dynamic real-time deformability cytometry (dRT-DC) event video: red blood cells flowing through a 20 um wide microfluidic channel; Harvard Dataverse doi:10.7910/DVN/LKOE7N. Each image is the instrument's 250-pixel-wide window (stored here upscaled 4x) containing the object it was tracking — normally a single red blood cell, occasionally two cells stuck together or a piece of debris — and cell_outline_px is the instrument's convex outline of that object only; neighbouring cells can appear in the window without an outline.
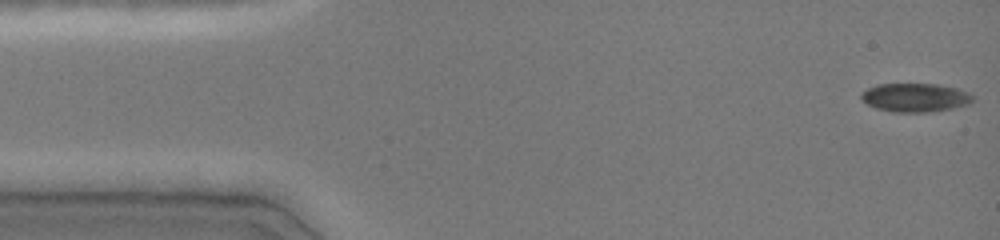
{"species": "common noctule bat (a hibernating species)", "species_latin": "Nyctalus noctula", "temperature_condition": "cold", "stored_images_in_passage": 47, "camera_frame_rate_fps": 3000, "um_per_image_px": 0.085, "animal": {"sex": "female", "body_mass_g": 19.0, "forearm_length_mm": 51.5}, "frame": {"image": 1, "passage_image": 1, "time_ms": 0.0, "image_size_px": [1000, 240], "cell_outline_px": [[972, 100], [968, 104], [952, 108], [928, 112], [892, 112], [876, 108], [860, 100], [860, 92], [876, 84], [936, 84], [956, 88], [968, 92], [972, 96]], "centroid_in_image_um": [77.73, 8.29], "position_along_channel_um": 7.3, "area_um2": 18.61}}
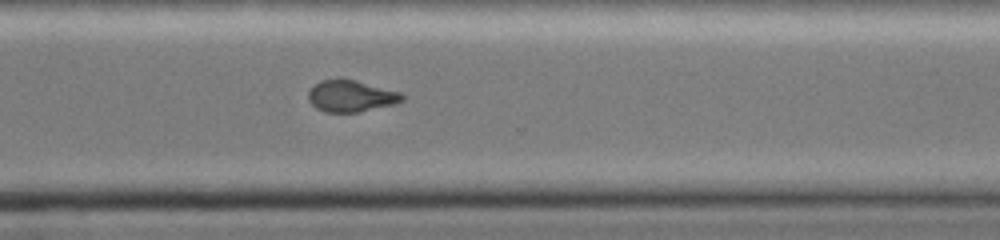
{"frame": {"image": 2, "passage_image": 34, "time_ms": 11.0, "image_size_px": [1000, 240], "cell_outline_px": [[404, 100], [392, 104], [356, 112], [324, 112], [316, 108], [308, 100], [308, 92], [320, 80], [356, 80], [404, 92]], "centroid_in_image_um": [29.86, 8.16], "position_along_channel_um": 340.7, "area_um2": 17.11}}
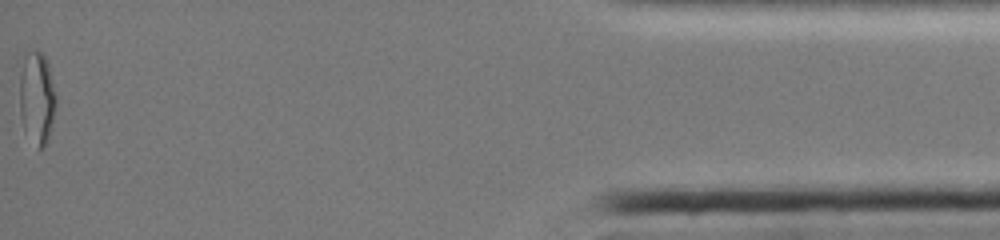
{"frame": {"image": 3, "passage_image": 47, "time_ms": 15.333, "image_size_px": [1000, 240], "cell_outline_px": [[56, 104], [48, 136], [44, 148], [36, 148], [24, 132], [20, 116], [16, 60], [24, 48], [36, 48], [44, 56], [48, 64], [56, 92]], "centroid_in_image_um": [3.02, 8.13], "position_along_channel_um": 432.2, "area_um2": 21.33}, "authors_computed_cell_mechanics": {"area_um2": 18.6116, "velocity_mm_per_s": 4.0592, "shape_relaxation_time_tau1_ms": null, "shape_relaxation_time_tau2_ms": 3.1158, "deformation_change_tau1": null, "deformation_change_tau2": 0.0562}}